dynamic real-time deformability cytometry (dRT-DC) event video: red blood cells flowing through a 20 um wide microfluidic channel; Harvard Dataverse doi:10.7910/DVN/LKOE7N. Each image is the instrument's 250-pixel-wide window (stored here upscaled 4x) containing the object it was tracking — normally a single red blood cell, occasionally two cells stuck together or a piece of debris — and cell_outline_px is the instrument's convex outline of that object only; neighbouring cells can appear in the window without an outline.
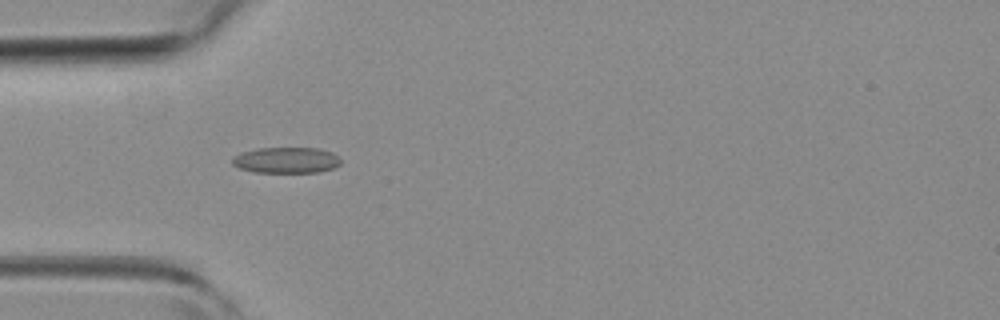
{"species": "common noctule bat (a hibernating species)", "species_latin": "Nyctalus noctula", "temperature_condition": "room temperature", "stored_images_in_passage": 44, "camera_frame_rate_fps": 3000, "um_per_image_px": 0.085, "animal": {"sex": "female", "body_mass_g": 19.3, "forearm_length_mm": 54.1}, "frame": {"image": 1, "passage_image": 11, "time_ms": 3.333, "image_size_px": [1000, 320], "cell_outline_px": [[340, 164], [332, 168], [320, 172], [252, 172], [240, 168], [232, 164], [232, 156], [240, 152], [260, 148], [320, 148], [332, 152], [340, 156]], "centroid_in_image_um": [24.33, 13.61], "position_along_channel_um": 60.7, "area_um2": 16.53}}
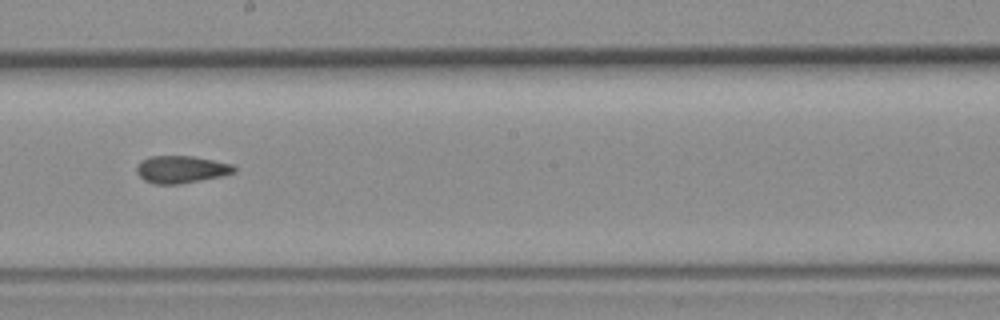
{"frame": {"image": 2, "passage_image": 23, "time_ms": 7.333, "image_size_px": [1000, 320], "cell_outline_px": [[236, 172], [220, 176], [180, 184], [152, 184], [144, 180], [136, 172], [136, 168], [140, 160], [148, 156], [192, 156], [232, 164], [236, 168]], "centroid_in_image_um": [15.36, 14.4], "position_along_channel_um": 232.8, "area_um2": 15.55}}
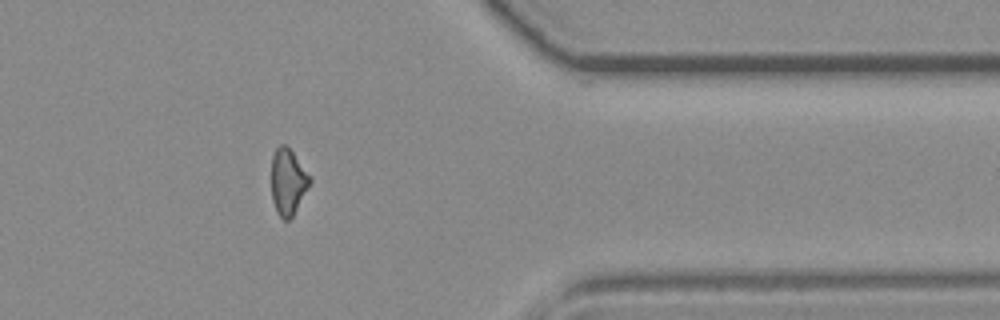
{"frame": {"image": 3, "passage_image": 35, "time_ms": 11.333, "image_size_px": [1000, 320], "cell_outline_px": [[312, 180], [308, 188], [292, 216], [288, 220], [284, 220], [276, 212], [272, 200], [272, 156], [276, 148], [280, 144], [284, 144], [292, 152], [312, 176]], "centroid_in_image_um": [24.48, 15.44], "position_along_channel_um": 386.9, "area_um2": 14.74}, "authors_computed_cell_mechanics": {"area_um2": 15.7216, "velocity_mm_per_s": 4.34, "shape_relaxation_time_tau1_ms": 5.7952, "shape_relaxation_time_tau2_ms": 3.377, "deformation_change_tau1": 0.1192, "deformation_change_tau2": 0.1155}}